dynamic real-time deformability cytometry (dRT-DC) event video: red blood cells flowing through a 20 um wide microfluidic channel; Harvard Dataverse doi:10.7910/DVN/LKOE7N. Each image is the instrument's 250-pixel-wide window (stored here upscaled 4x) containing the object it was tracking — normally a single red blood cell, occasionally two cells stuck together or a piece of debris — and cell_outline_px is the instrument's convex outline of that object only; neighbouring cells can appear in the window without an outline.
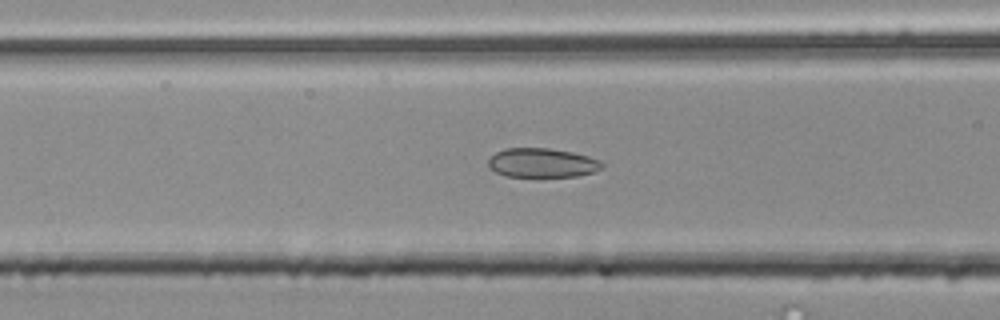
{"species": "common noctule bat (a hibernating species)", "species_latin": "Nyctalus noctula", "temperature_condition": "room temperature", "stored_images_in_passage": 45, "camera_frame_rate_fps": 3000, "um_per_image_px": 0.085, "animal": {"sex": "male", "body_mass_g": 20.4}, "frame": {"image": 1, "passage_image": 22, "time_ms": 7.0, "image_size_px": [1000, 320], "cell_outline_px": [[604, 164], [600, 168], [592, 172], [576, 176], [504, 176], [488, 168], [488, 160], [496, 152], [504, 148], [548, 148], [572, 152], [588, 156], [600, 160]], "centroid_in_image_um": [46.04, 13.83], "position_along_channel_um": 120.6, "area_um2": 19.25}}
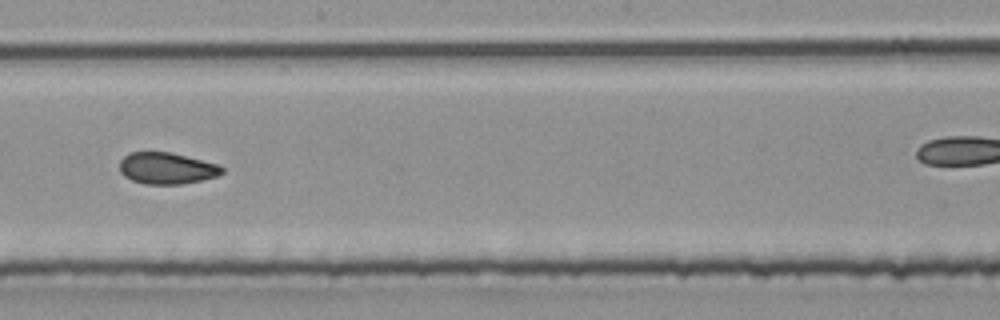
{"frame": {"image": 2, "passage_image": 31, "time_ms": 10.0, "image_size_px": [1000, 320], "cell_outline_px": [[224, 172], [216, 176], [200, 180], [180, 184], [144, 184], [132, 180], [124, 176], [120, 172], [120, 160], [128, 152], [168, 152], [216, 164], [224, 168]], "centroid_in_image_um": [14.12, 14.31], "position_along_channel_um": 234.1, "area_um2": 18.55}}
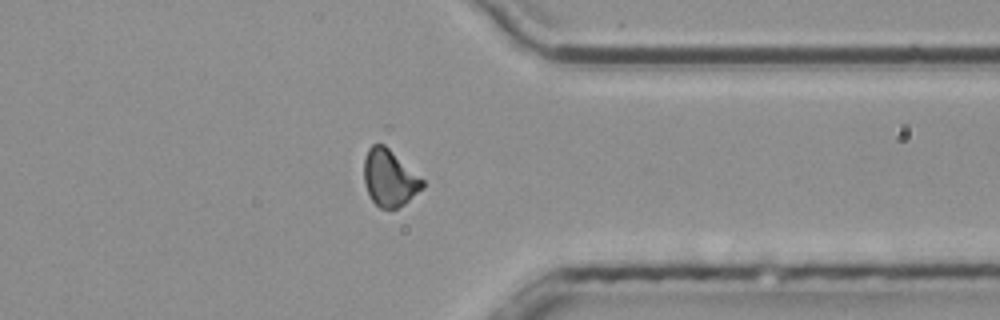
{"frame": {"image": 3, "passage_image": 43, "time_ms": 14.0, "image_size_px": [1000, 320], "cell_outline_px": [[424, 188], [404, 204], [396, 208], [380, 208], [372, 200], [364, 184], [364, 156], [368, 148], [372, 144], [384, 144], [424, 180]], "centroid_in_image_um": [33.1, 15.12], "position_along_channel_um": 378.3, "area_um2": 19.25}}